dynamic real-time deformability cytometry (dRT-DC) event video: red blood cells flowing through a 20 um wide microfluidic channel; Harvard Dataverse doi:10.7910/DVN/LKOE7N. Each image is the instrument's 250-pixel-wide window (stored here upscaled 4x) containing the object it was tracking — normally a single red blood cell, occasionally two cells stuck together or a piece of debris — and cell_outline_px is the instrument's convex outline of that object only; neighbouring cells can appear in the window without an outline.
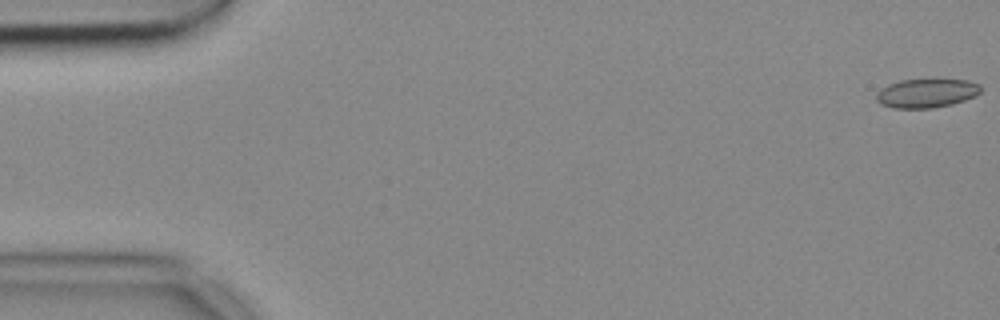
{"species": "common noctule bat (a hibernating species)", "species_latin": "Nyctalus noctula", "temperature_condition": "cold", "stored_images_in_passage": 54, "camera_frame_rate_fps": 3000, "um_per_image_px": 0.085, "animal": {"sex": "female", "body_mass_g": 18.4}, "frame": {"image": 1, "passage_image": 1, "time_ms": 0.0, "image_size_px": [1000, 320], "cell_outline_px": [[980, 92], [976, 96], [952, 104], [932, 108], [892, 108], [880, 104], [876, 100], [876, 92], [888, 84], [900, 80], [932, 76], [940, 76], [968, 80], [980, 84]], "centroid_in_image_um": [78.77, 7.85], "position_along_channel_um": 6.2, "area_um2": 18.67}}
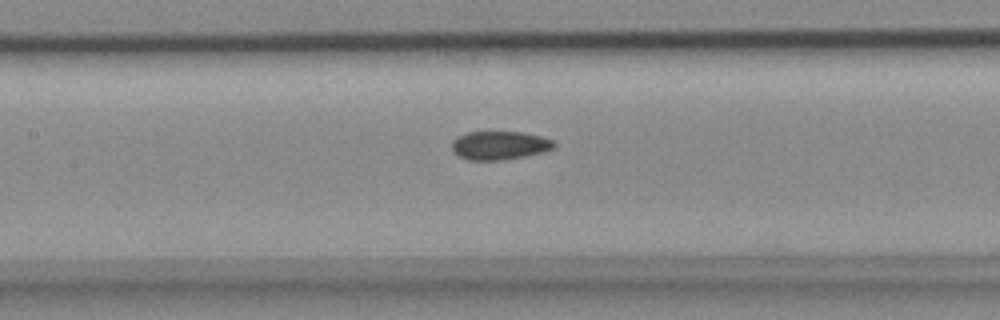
{"frame": {"image": 2, "passage_image": 25, "time_ms": 8.0, "image_size_px": [1000, 320], "cell_outline_px": [[556, 148], [524, 156], [500, 160], [468, 160], [460, 156], [452, 148], [452, 140], [456, 136], [468, 132], [524, 132], [556, 140]], "centroid_in_image_um": [42.49, 12.34], "position_along_channel_um": 164.9, "area_um2": 16.99}}
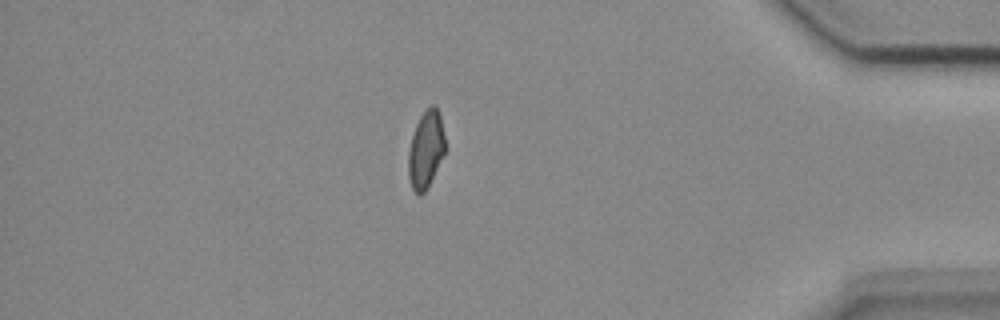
{"frame": {"image": 3, "passage_image": 47, "time_ms": 15.333, "image_size_px": [1000, 320], "cell_outline_px": [[444, 152], [424, 192], [420, 196], [412, 188], [408, 176], [408, 152], [412, 136], [416, 124], [420, 116], [432, 104], [436, 104], [440, 112], [444, 136]], "centroid_in_image_um": [36.18, 12.66], "position_along_channel_um": 399.0, "area_um2": 16.18}, "authors_computed_cell_mechanics": {"area_um2": 17.5712, "velocity_mm_per_s": 3.717, "shape_relaxation_time_tau1_ms": 11.2733, "shape_relaxation_time_tau2_ms": 2.7433, "deformation_change_tau1": 0.1408, "deformation_change_tau2": 0.0639}}